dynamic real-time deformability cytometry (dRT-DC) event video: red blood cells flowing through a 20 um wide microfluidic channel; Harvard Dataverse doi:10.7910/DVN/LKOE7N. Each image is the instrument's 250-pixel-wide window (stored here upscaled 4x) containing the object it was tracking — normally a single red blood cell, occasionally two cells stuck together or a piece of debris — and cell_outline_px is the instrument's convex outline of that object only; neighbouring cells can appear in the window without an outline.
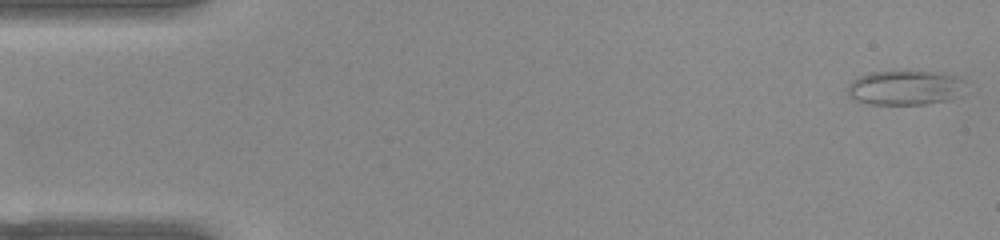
{"species": "common noctule bat (a hibernating species)", "species_latin": "Nyctalus noctula", "temperature_condition": "warm", "stored_images_in_passage": 46, "camera_frame_rate_fps": 3000, "um_per_image_px": 0.085, "animal": {"sex": "female", "body_mass_g": 22.0, "forearm_length_mm": 56.7}, "frame": {"image": 1, "passage_image": 1, "time_ms": 0.0, "image_size_px": [1000, 240], "cell_outline_px": [[960, 80], [948, 100], [924, 104], [868, 104], [856, 100], [848, 96], [848, 84], [852, 80], [860, 76], [872, 72], [900, 68], [908, 68], [944, 72], [956, 76]], "centroid_in_image_um": [76.75, 7.38], "position_along_channel_um": 8.2, "area_um2": 23.81}}
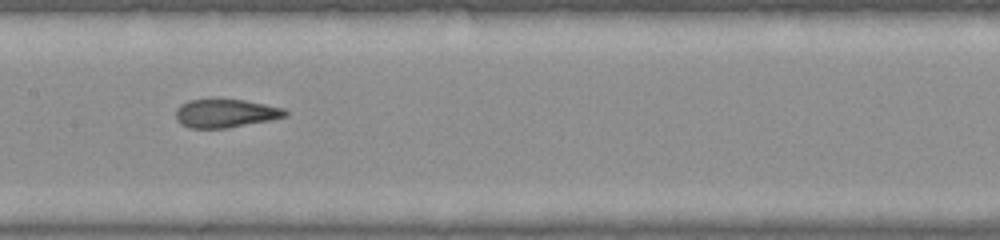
{"frame": {"image": 2, "passage_image": 25, "time_ms": 8.0, "image_size_px": [1000, 240], "cell_outline_px": [[288, 116], [228, 128], [188, 128], [180, 124], [176, 120], [176, 108], [180, 104], [188, 100], [244, 100], [284, 108], [288, 112]], "centroid_in_image_um": [19.14, 9.64], "position_along_channel_um": 188.3, "area_um2": 18.03}}
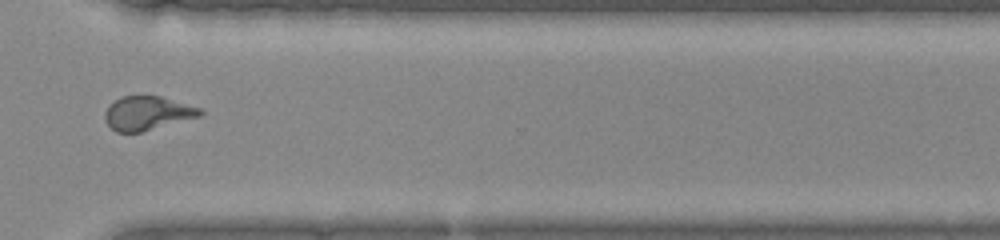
{"frame": {"image": 3, "passage_image": 38, "time_ms": 12.333, "image_size_px": [1000, 240], "cell_outline_px": [[204, 112], [200, 116], [140, 132], [116, 132], [104, 120], [104, 112], [108, 104], [120, 96], [160, 96], [200, 108]], "centroid_in_image_um": [12.47, 9.61], "position_along_channel_um": 358.1, "area_um2": 18.67}, "authors_computed_cell_mechanics": {"area_um2": 19.1318, "velocity_mm_per_s": 3.9172, "shape_relaxation_time_tau1_ms": null, "shape_relaxation_time_tau2_ms": 1.1206, "deformation_change_tau1": null, "deformation_change_tau2": 0.0831}}